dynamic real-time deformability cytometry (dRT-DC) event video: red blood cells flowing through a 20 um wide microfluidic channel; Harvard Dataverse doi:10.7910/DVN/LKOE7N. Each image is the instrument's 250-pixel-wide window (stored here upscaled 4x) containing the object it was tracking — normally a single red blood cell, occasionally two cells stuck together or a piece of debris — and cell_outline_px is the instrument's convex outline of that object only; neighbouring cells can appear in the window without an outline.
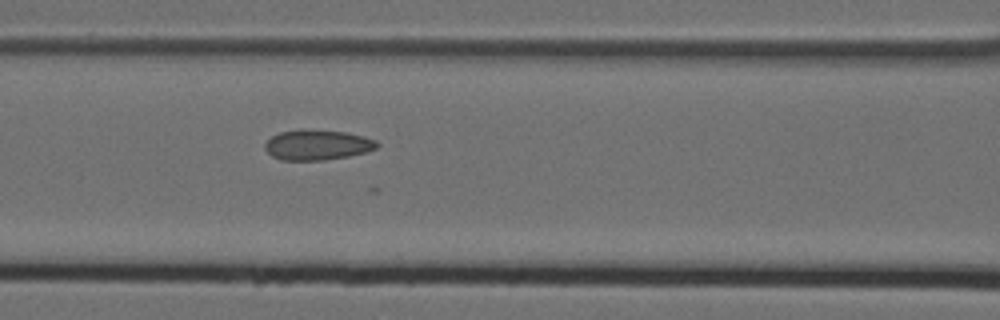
{"species": "Egyptian fruit bat (a non-hibernating species)", "species_latin": "Rousettus aegyptiacus", "temperature_condition": "cold", "stored_images_in_passage": 6, "segment_of_instrument_passage": [1, 2], "camera_frame_rate_fps": 3000, "um_per_image_px": 0.085, "animal": {"sex": "female"}, "frame": {"image": 1, "passage_image": 5, "time_ms": 1.333, "image_size_px": [1000, 320], "cell_outline_px": [[380, 144], [376, 148], [364, 152], [348, 156], [324, 160], [280, 160], [272, 156], [264, 148], [264, 144], [272, 136], [280, 132], [348, 132], [364, 136], [376, 140]], "centroid_in_image_um": [27.0, 12.36], "position_along_channel_um": 139.6, "area_um2": 18.96}}